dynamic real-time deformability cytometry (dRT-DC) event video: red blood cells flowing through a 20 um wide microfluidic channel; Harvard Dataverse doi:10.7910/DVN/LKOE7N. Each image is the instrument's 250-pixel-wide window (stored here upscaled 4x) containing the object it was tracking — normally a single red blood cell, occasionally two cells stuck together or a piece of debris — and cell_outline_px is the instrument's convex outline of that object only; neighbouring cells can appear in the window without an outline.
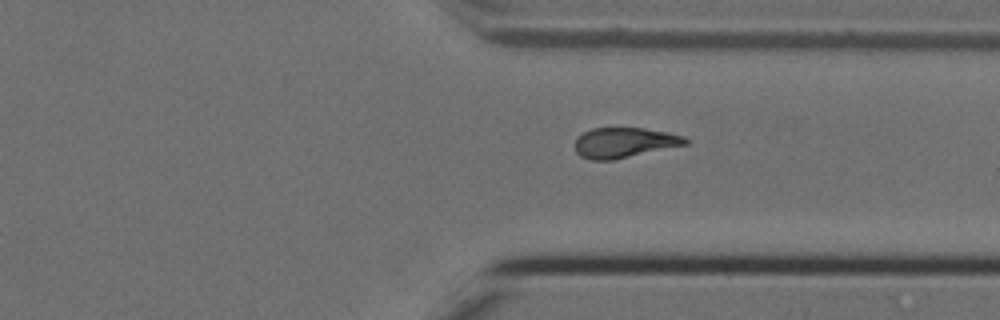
{"species": "Egyptian fruit bat (a non-hibernating species)", "species_latin": "Rousettus aegyptiacus", "temperature_condition": "cold", "stored_images_in_passage": 13, "camera_frame_rate_fps": 3000, "um_per_image_px": 0.085, "animal": {"sex": "female"}, "frame": {"image": 1, "passage_image": 13, "time_ms": 4.0, "image_size_px": [1000, 320], "cell_outline_px": [[688, 144], [612, 160], [592, 160], [580, 156], [576, 152], [576, 140], [584, 132], [592, 128], [644, 128], [684, 136], [688, 140]], "centroid_in_image_um": [53.06, 12.12], "position_along_channel_um": 358.3, "area_um2": 19.13}}